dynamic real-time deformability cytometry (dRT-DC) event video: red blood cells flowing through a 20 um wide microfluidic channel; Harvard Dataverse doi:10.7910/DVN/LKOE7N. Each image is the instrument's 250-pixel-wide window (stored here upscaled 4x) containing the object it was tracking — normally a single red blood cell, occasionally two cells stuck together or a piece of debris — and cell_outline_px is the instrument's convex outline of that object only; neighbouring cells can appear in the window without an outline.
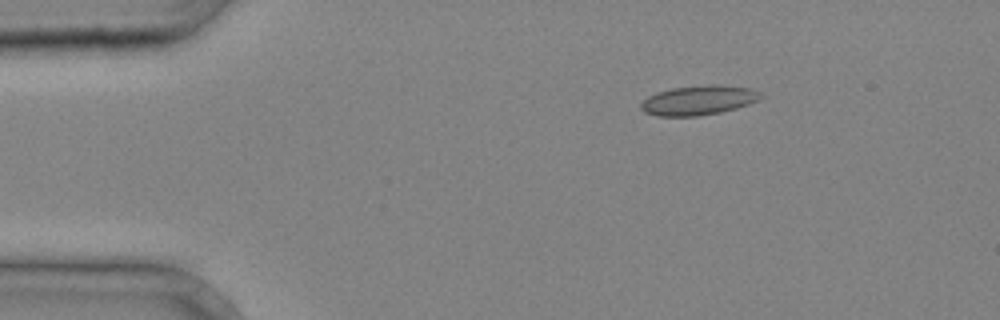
{"species": "common noctule bat (a hibernating species)", "species_latin": "Nyctalus noctula", "temperature_condition": "cold", "stored_images_in_passage": 2, "camera_frame_rate_fps": 3000, "um_per_image_px": 0.085, "animal": {"sex": "male", "body_mass_g": 20.4}, "frame": {"image": 1, "passage_image": 1, "time_ms": 0.0, "image_size_px": [1000, 320], "cell_outline_px": [[764, 96], [748, 104], [736, 108], [720, 112], [696, 116], [660, 116], [644, 112], [640, 108], [640, 104], [648, 96], [656, 92], [672, 88], [712, 84], [752, 88], [760, 92]], "centroid_in_image_um": [59.37, 8.51], "position_along_channel_um": 25.6, "area_um2": 20.52}}